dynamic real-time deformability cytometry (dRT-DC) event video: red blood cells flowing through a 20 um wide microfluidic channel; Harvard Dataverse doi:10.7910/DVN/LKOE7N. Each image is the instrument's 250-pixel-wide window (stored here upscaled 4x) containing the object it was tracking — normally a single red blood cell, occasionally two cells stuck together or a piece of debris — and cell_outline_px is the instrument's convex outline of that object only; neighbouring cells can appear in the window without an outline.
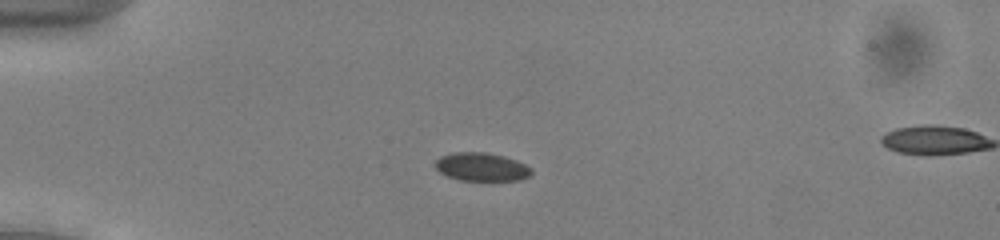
{"species": "common noctule bat (a hibernating species)", "species_latin": "Nyctalus noctula", "temperature_condition": "cold", "stored_images_in_passage": 46, "camera_frame_rate_fps": 3000, "um_per_image_px": 0.085, "animal": {"sex": "male", "body_mass_g": 13.0, "forearm_length_mm": 53.1}, "frame": {"image": 1, "passage_image": 7, "time_ms": 2.0, "image_size_px": [1000, 240], "cell_outline_px": [[532, 172], [528, 176], [520, 180], [460, 180], [448, 176], [440, 172], [436, 168], [436, 160], [440, 156], [452, 152], [484, 152], [504, 156], [516, 160], [532, 168]], "centroid_in_image_um": [40.93, 14.18], "position_along_channel_um": 44.1, "area_um2": 15.78}}
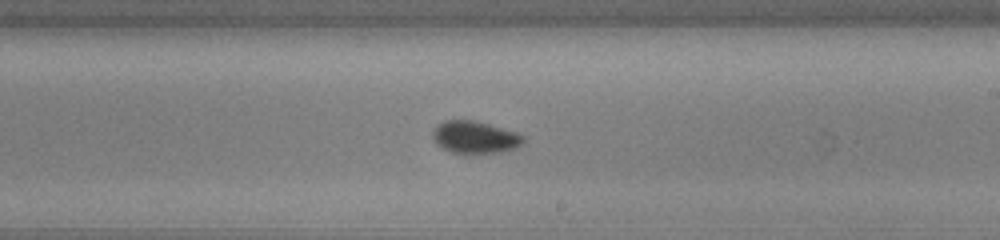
{"frame": {"image": 2, "passage_image": 25, "time_ms": 8.0, "image_size_px": [1000, 240], "cell_outline_px": [[524, 144], [516, 148], [500, 152], [464, 156], [452, 152], [436, 144], [432, 140], [432, 132], [444, 120], [472, 120], [488, 124], [516, 132], [524, 136]], "centroid_in_image_um": [40.37, 11.71], "position_along_channel_um": 248.6, "area_um2": 17.46}}
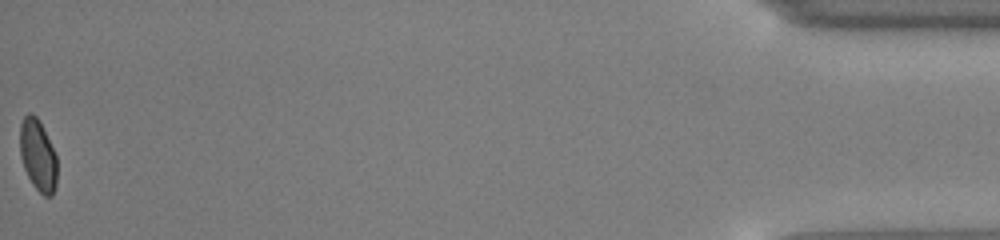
{"frame": {"image": 3, "passage_image": 46, "time_ms": 15.0, "image_size_px": [1000, 240], "cell_outline_px": [[56, 188], [52, 196], [44, 196], [32, 184], [24, 168], [20, 156], [20, 124], [24, 116], [28, 112], [32, 112], [40, 120], [56, 156]], "centroid_in_image_um": [3.21, 13.18], "position_along_channel_um": 432.0, "area_um2": 15.55}, "authors_computed_cell_mechanics": {"area_um2": 16.0684, "velocity_mm_per_s": 3.9329, "shape_relaxation_time_tau1_ms": 2.7864, "shape_relaxation_time_tau2_ms": 1.3866, "deformation_change_tau1": 0.0562, "deformation_change_tau2": 0.0529}}